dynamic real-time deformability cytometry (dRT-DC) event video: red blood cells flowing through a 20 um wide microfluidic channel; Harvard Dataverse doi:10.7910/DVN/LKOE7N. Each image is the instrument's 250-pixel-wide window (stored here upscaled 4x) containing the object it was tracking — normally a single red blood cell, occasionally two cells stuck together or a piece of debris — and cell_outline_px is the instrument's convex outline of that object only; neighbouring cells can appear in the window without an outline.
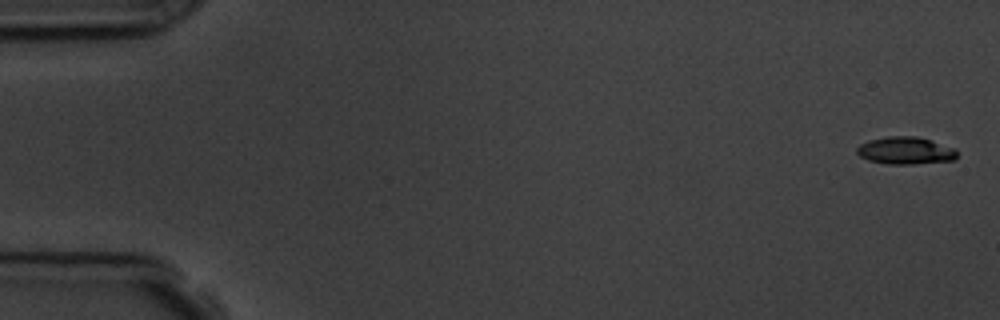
{"species": "common noctule bat (a hibernating species)", "species_latin": "Nyctalus noctula", "temperature_condition": "room temperature", "stored_images_in_passage": 56, "camera_frame_rate_fps": 3000, "um_per_image_px": 0.085, "animal": {"sex": "male", "body_mass_g": 19.5, "forearm_length_mm": 54.6}, "frame": {"image": 1, "passage_image": 1, "time_ms": 0.0, "image_size_px": [1000, 320], "cell_outline_px": [[956, 156], [952, 160], [912, 164], [888, 164], [868, 160], [860, 156], [856, 152], [856, 148], [860, 144], [868, 140], [888, 136], [916, 136], [932, 140], [956, 148]], "centroid_in_image_um": [76.95, 12.79], "position_along_channel_um": 8.1, "area_um2": 16.01}}
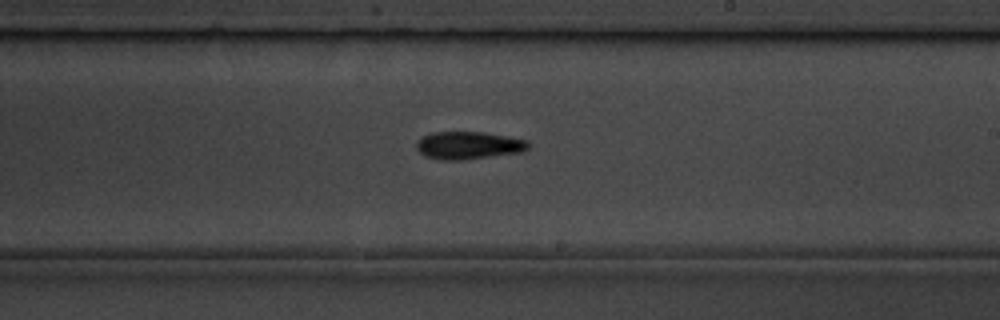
{"frame": {"image": 2, "passage_image": 33, "time_ms": 10.667, "image_size_px": [1000, 320], "cell_outline_px": [[528, 148], [524, 152], [460, 160], [440, 160], [424, 156], [416, 148], [416, 140], [432, 132], [484, 132], [528, 140]], "centroid_in_image_um": [39.8, 12.36], "position_along_channel_um": 249.2, "area_um2": 18.09}}
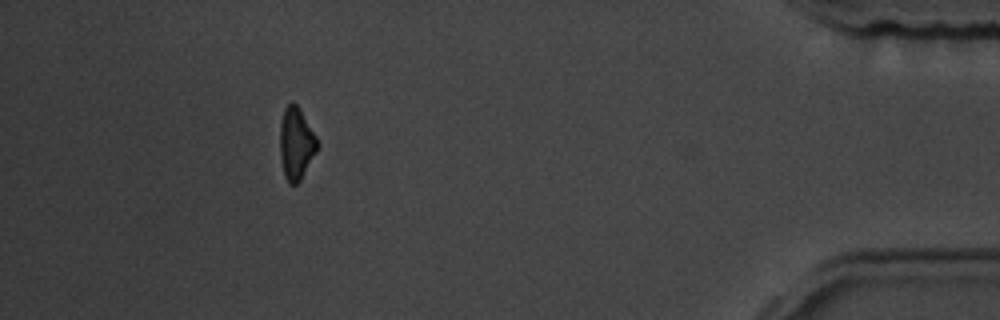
{"frame": {"image": 3, "passage_image": 51, "time_ms": 16.667, "image_size_px": [1000, 320], "cell_outline_px": [[316, 152], [300, 180], [296, 184], [288, 184], [284, 176], [280, 156], [280, 124], [284, 108], [292, 100], [300, 108], [316, 136]], "centroid_in_image_um": [25.14, 12.18], "position_along_channel_um": 410.1, "area_um2": 15.61}, "authors_computed_cell_mechanics": {"area_um2": 16.5597, "velocity_mm_per_s": 3.6305, "shape_relaxation_time_tau1_ms": 2.8455, "shape_relaxation_time_tau2_ms": null, "deformation_change_tau1": 0.1455, "deformation_change_tau2": null}}